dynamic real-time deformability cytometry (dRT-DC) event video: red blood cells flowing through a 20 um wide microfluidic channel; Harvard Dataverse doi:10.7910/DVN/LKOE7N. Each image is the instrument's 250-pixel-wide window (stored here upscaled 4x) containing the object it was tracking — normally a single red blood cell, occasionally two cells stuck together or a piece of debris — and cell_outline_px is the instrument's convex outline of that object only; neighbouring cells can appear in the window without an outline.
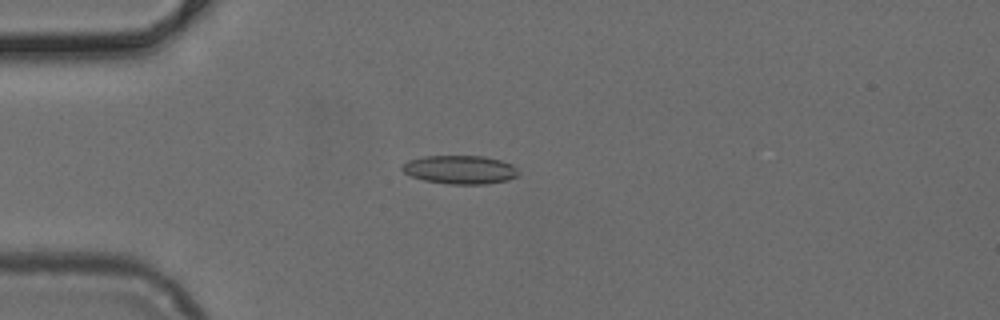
{"species": "common noctule bat (a hibernating species)", "species_latin": "Nyctalus noctula", "temperature_condition": "cold", "stored_images_in_passage": 36, "camera_frame_rate_fps": 3000, "um_per_image_px": 0.085, "animal": {"sex": "female", "body_mass_g": 24.6, "forearm_length_mm": 56.2}, "frame": {"image": 1, "passage_image": 3, "time_ms": 0.667, "image_size_px": [1000, 320], "cell_outline_px": [[520, 176], [508, 180], [488, 184], [448, 184], [424, 180], [412, 176], [404, 172], [400, 168], [408, 160], [424, 156], [484, 156], [500, 160], [512, 164], [520, 172]], "centroid_in_image_um": [39.15, 14.42], "position_along_channel_um": 45.9, "area_um2": 19.48}}
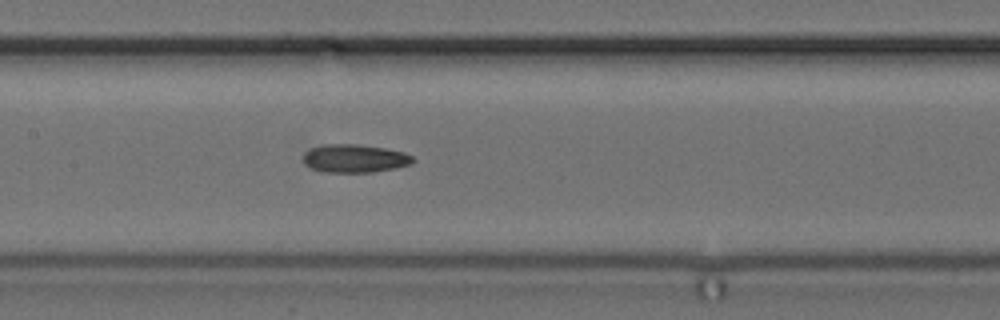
{"frame": {"image": 2, "passage_image": 14, "time_ms": 4.333, "image_size_px": [1000, 320], "cell_outline_px": [[416, 160], [412, 164], [396, 168], [372, 172], [324, 172], [312, 168], [304, 164], [304, 152], [312, 148], [324, 144], [356, 144], [384, 148], [404, 152], [412, 156]], "centroid_in_image_um": [30.17, 13.47], "position_along_channel_um": 177.2, "area_um2": 18.03}}
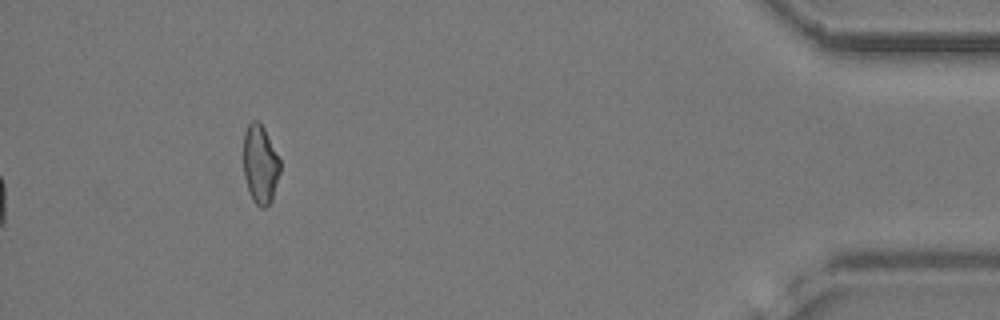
{"frame": {"image": 3, "passage_image": 36, "time_ms": 11.667, "image_size_px": [1000, 320], "cell_outline_px": [[280, 172], [272, 200], [264, 208], [260, 208], [252, 200], [244, 176], [244, 132], [248, 124], [252, 120], [256, 120], [264, 128], [280, 160]], "centroid_in_image_um": [22.12, 13.98], "position_along_channel_um": 413.1, "area_um2": 16.7}}